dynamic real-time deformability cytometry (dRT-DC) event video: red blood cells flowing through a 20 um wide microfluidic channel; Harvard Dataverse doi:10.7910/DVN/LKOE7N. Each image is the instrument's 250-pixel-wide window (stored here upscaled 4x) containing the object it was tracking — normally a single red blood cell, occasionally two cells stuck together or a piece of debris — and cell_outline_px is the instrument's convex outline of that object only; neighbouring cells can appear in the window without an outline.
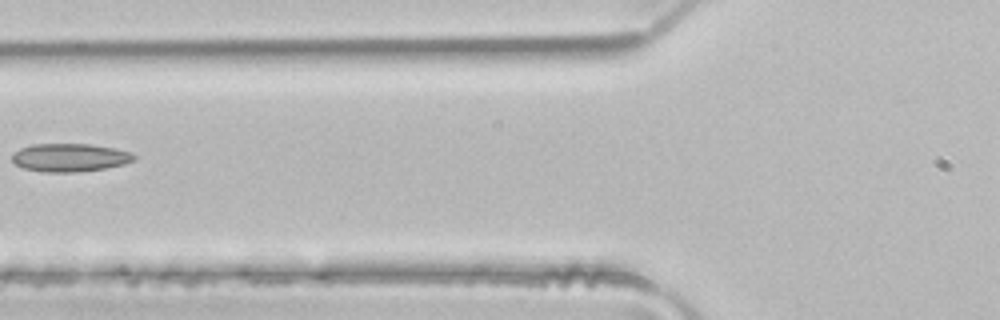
{"species": "common noctule bat (a hibernating species)", "species_latin": "Nyctalus noctula", "temperature_condition": "room temperature", "stored_images_in_passage": 5, "camera_frame_rate_fps": 3000, "um_per_image_px": 0.085, "animal": {"sex": "male", "body_mass_g": 21.5, "forearm_length_mm": 52.0}, "frame": {"image": 1, "passage_image": 5, "time_ms": 1.333, "image_size_px": [1000, 320], "cell_outline_px": [[136, 160], [124, 164], [104, 168], [76, 172], [44, 172], [24, 168], [16, 164], [12, 160], [12, 152], [20, 148], [32, 144], [88, 144], [112, 148], [128, 152], [136, 156]], "centroid_in_image_um": [5.9, 13.39], "position_along_channel_um": 119.9, "area_um2": 19.88}}